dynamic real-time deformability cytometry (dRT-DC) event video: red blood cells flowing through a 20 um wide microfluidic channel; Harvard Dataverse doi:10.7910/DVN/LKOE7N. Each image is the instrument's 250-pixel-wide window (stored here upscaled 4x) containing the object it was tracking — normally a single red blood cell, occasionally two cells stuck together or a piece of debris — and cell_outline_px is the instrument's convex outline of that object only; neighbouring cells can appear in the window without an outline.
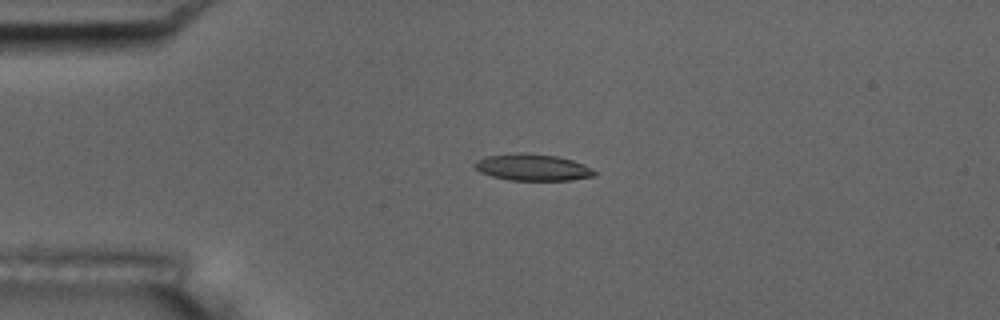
{"species": "common noctule bat (a hibernating species)", "species_latin": "Nyctalus noctula", "temperature_condition": "room temperature", "stored_images_in_passage": 5, "camera_frame_rate_fps": 3000, "um_per_image_px": 0.085, "animal": {"sex": "male", "body_mass_g": 17.5, "forearm_length_mm": 52.3}, "frame": {"image": 1, "passage_image": 4, "time_ms": 3.333, "image_size_px": [1000, 320], "cell_outline_px": [[596, 176], [572, 180], [508, 180], [492, 176], [480, 172], [472, 164], [476, 160], [488, 156], [516, 152], [524, 152], [556, 156], [572, 160], [584, 164], [592, 168], [596, 172]], "centroid_in_image_um": [45.28, 14.22], "position_along_channel_um": 39.7, "area_um2": 18.73}}